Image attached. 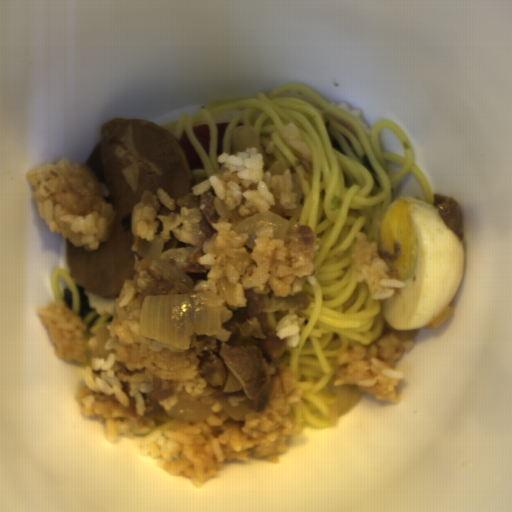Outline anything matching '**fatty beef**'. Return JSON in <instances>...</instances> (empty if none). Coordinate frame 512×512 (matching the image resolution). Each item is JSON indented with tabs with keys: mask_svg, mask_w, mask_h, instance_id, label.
<instances>
[{
	"mask_svg": "<svg viewBox=\"0 0 512 512\" xmlns=\"http://www.w3.org/2000/svg\"><path fill=\"white\" fill-rule=\"evenodd\" d=\"M245 307L232 312L222 327L230 332L228 342L212 336H197L194 353L200 359L198 373L206 383L221 387L228 379V369L243 387L253 412H260L270 403L273 376L280 373L276 356L286 348L287 337L275 336L277 330L268 323L266 313L307 310L309 290L286 297L271 295L268 306L264 296L243 289Z\"/></svg>",
	"mask_w": 512,
	"mask_h": 512,
	"instance_id": "1",
	"label": "fatty beef"
},
{
	"mask_svg": "<svg viewBox=\"0 0 512 512\" xmlns=\"http://www.w3.org/2000/svg\"><path fill=\"white\" fill-rule=\"evenodd\" d=\"M432 205L439 211L440 217L447 228L456 233L462 241L464 234L461 226L462 211L454 197L433 194Z\"/></svg>",
	"mask_w": 512,
	"mask_h": 512,
	"instance_id": "2",
	"label": "fatty beef"
}]
</instances>
